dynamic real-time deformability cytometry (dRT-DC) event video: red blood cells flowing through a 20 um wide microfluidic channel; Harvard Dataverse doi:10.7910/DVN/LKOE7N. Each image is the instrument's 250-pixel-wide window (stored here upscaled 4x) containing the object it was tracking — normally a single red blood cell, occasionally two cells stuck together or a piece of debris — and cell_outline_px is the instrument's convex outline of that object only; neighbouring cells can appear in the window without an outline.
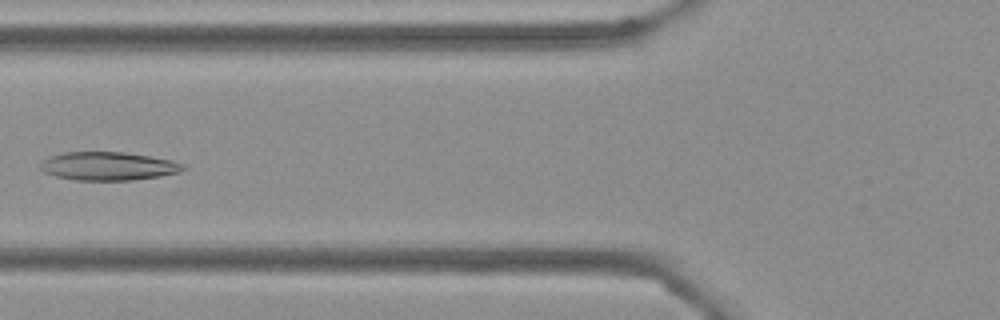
{"species": "Egyptian fruit bat (a non-hibernating species)", "species_latin": "Rousettus aegyptiacus", "temperature_condition": "cold", "stored_images_in_passage": 8, "camera_frame_rate_fps": 3000, "um_per_image_px": 0.085, "frame": {"image": 1, "passage_image": 5, "time_ms": 1.333, "image_size_px": [1000, 320], "cell_outline_px": [[188, 168], [180, 172], [160, 176], [132, 180], [72, 180], [56, 176], [44, 172], [40, 168], [40, 164], [44, 160], [52, 156], [64, 152], [124, 152], [172, 160], [184, 164]], "centroid_in_image_um": [9.23, 14.12], "position_along_channel_um": 116.6, "area_um2": 23.58}}
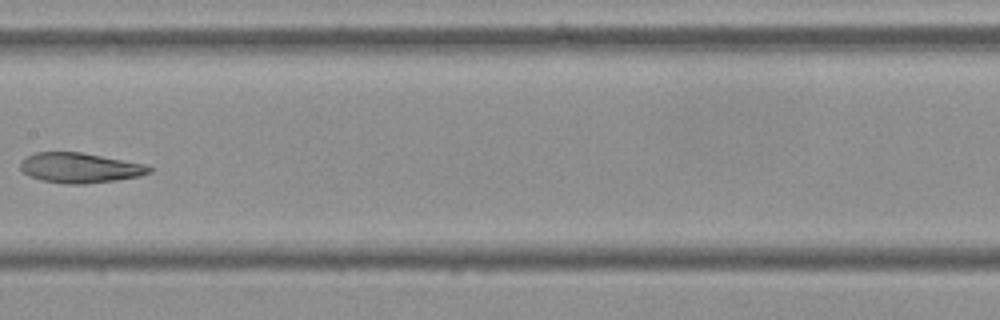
{"frame": {"image": 2, "passage_image": 7, "time_ms": 2.0, "image_size_px": [1000, 320], "cell_outline_px": [[152, 172], [140, 176], [116, 180], [84, 184], [64, 184], [40, 180], [24, 172], [20, 168], [20, 160], [36, 152], [80, 152], [148, 164], [152, 168]], "centroid_in_image_um": [6.82, 14.26], "position_along_channel_um": 200.6, "area_um2": 22.66}}
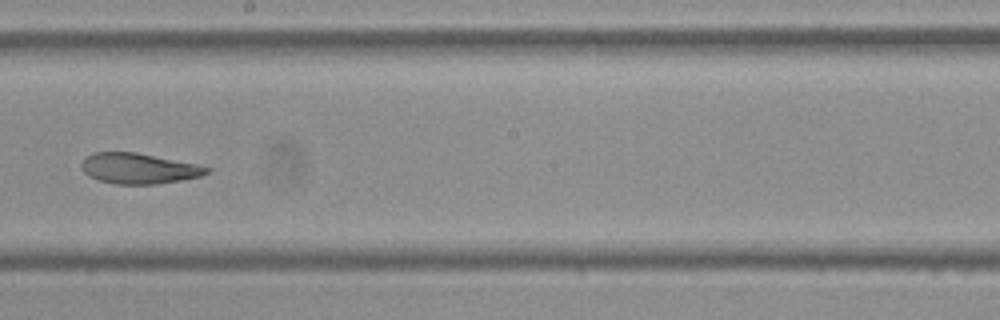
{"frame": {"image": 3, "passage_image": 8, "time_ms": 2.333, "image_size_px": [1000, 320], "cell_outline_px": [[212, 168], [208, 172], [200, 176], [180, 180], [156, 184], [116, 184], [100, 180], [88, 176], [80, 168], [80, 164], [92, 152], [136, 152], [196, 164]], "centroid_in_image_um": [11.77, 14.31], "position_along_channel_um": 236.4, "area_um2": 22.14}}